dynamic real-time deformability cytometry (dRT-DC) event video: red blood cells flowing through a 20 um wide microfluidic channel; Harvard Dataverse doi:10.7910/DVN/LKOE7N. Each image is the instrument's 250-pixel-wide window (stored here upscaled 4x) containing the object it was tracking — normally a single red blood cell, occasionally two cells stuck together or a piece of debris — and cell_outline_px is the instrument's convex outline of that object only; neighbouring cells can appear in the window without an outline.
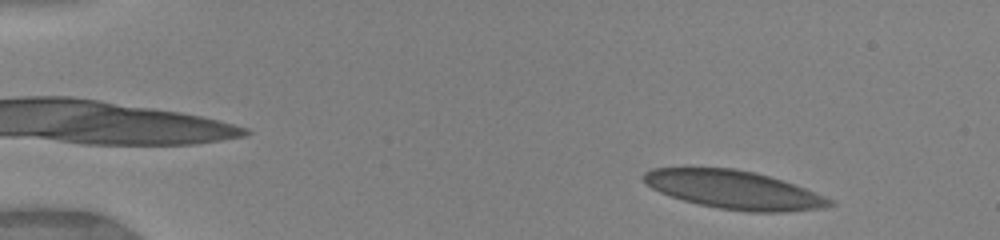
{"species": "human", "species_latin": "Homo sapiens", "temperature_condition": "warm", "stored_images_in_passage": 13, "camera_frame_rate_fps": 3000, "um_per_image_px": 0.085, "donor": {"sex": "female"}, "frame": {"image": 1, "passage_image": 4, "time_ms": 1.0, "image_size_px": [1000, 240], "cell_outline_px": [[836, 204], [824, 208], [784, 212], [748, 212], [720, 208], [700, 204], [684, 200], [660, 192], [652, 188], [644, 180], [644, 172], [652, 168], [736, 168], [756, 172], [804, 188], [836, 200]], "centroid_in_image_um": [62.44, 16.14], "position_along_channel_um": 22.6, "area_um2": 41.27}}
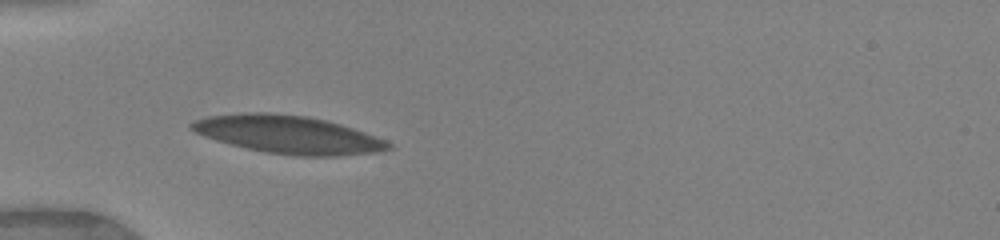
{"frame": {"image": 2, "passage_image": 11, "time_ms": 4.333, "image_size_px": [1000, 240], "cell_outline_px": [[392, 148], [376, 152], [336, 156], [296, 156], [268, 152], [248, 148], [216, 140], [204, 136], [188, 128], [188, 124], [196, 120], [208, 116], [240, 112], [268, 112], [308, 116], [340, 124], [388, 140], [392, 144]], "centroid_in_image_um": [24.5, 11.43], "position_along_channel_um": 60.5, "area_um2": 43.41}}